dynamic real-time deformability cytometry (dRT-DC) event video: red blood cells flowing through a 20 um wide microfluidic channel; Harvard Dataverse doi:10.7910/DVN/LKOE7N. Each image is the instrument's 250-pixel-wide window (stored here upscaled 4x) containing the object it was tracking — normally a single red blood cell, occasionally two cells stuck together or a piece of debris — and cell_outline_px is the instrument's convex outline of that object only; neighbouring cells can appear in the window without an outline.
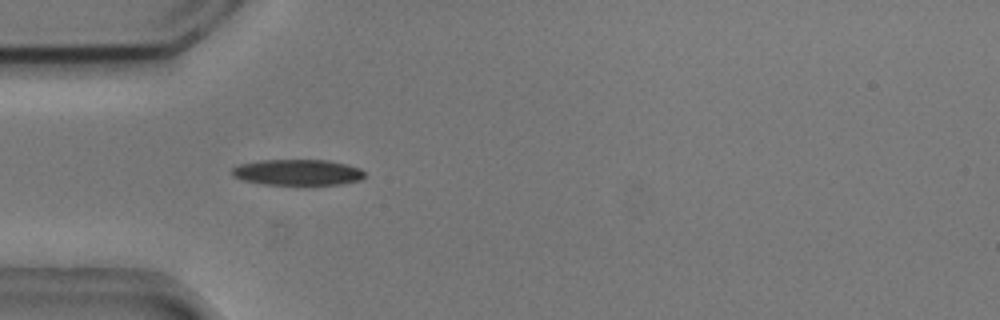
{"species": "common noctule bat (a hibernating species)", "species_latin": "Nyctalus noctula", "temperature_condition": "cold", "stored_images_in_passage": 39, "camera_frame_rate_fps": 3000, "um_per_image_px": 0.085, "animal": {"sex": "male", "body_mass_g": 20.5, "forearm_length_mm": 52.5}, "frame": {"image": 1, "passage_image": 7, "time_ms": 2.0, "image_size_px": [1000, 320], "cell_outline_px": [[364, 176], [360, 180], [340, 184], [308, 188], [264, 184], [240, 180], [232, 176], [232, 168], [240, 164], [260, 160], [328, 160], [348, 164], [360, 168], [364, 172]], "centroid_in_image_um": [25.31, 14.7], "position_along_channel_um": 59.7, "area_um2": 21.1}}
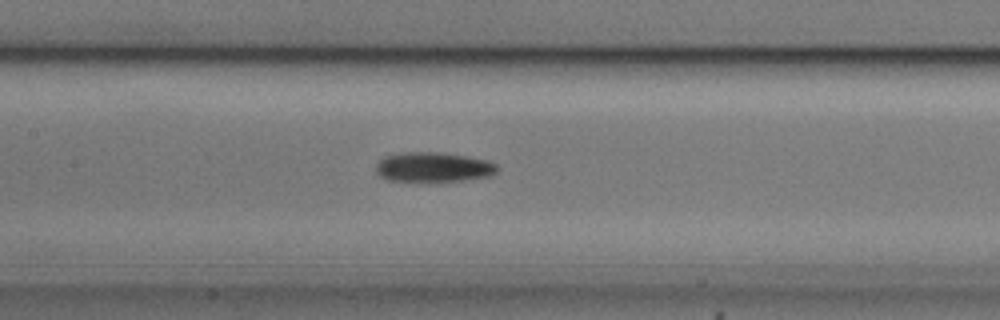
{"frame": {"image": 2, "passage_image": 16, "time_ms": 5.0, "image_size_px": [1000, 320], "cell_outline_px": [[500, 168], [492, 176], [464, 180], [420, 184], [388, 180], [380, 176], [376, 172], [376, 164], [384, 156], [404, 152], [440, 152], [468, 156], [488, 160], [496, 164]], "centroid_in_image_um": [36.83, 14.24], "position_along_channel_um": 170.6, "area_um2": 22.02}}
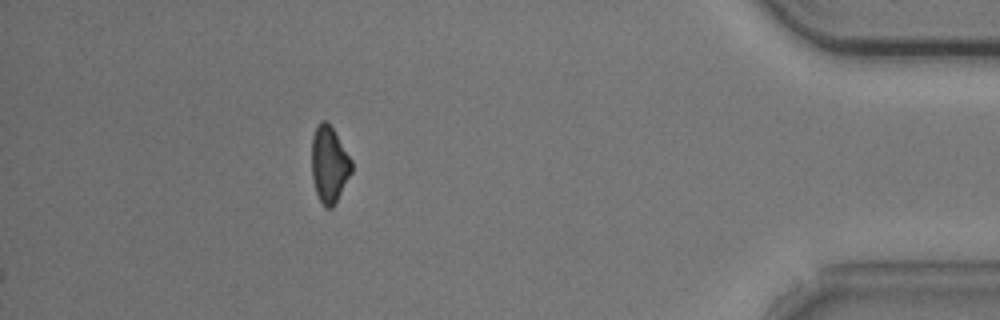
{"frame": {"image": 3, "passage_image": 39, "time_ms": 12.667, "image_size_px": [1000, 320], "cell_outline_px": [[352, 172], [332, 208], [324, 208], [316, 192], [312, 180], [312, 136], [316, 124], [320, 120], [324, 120], [332, 128], [352, 160]], "centroid_in_image_um": [27.97, 13.97], "position_along_channel_um": 407.2, "area_um2": 17.69}, "authors_computed_cell_mechanics": {"area_um2": 20.1722, "velocity_mm_per_s": 3.7501, "shape_relaxation_time_tau1_ms": 10.5972, "shape_relaxation_time_tau2_ms": null, "deformation_change_tau1": 0.1918, "deformation_change_tau2": null}}